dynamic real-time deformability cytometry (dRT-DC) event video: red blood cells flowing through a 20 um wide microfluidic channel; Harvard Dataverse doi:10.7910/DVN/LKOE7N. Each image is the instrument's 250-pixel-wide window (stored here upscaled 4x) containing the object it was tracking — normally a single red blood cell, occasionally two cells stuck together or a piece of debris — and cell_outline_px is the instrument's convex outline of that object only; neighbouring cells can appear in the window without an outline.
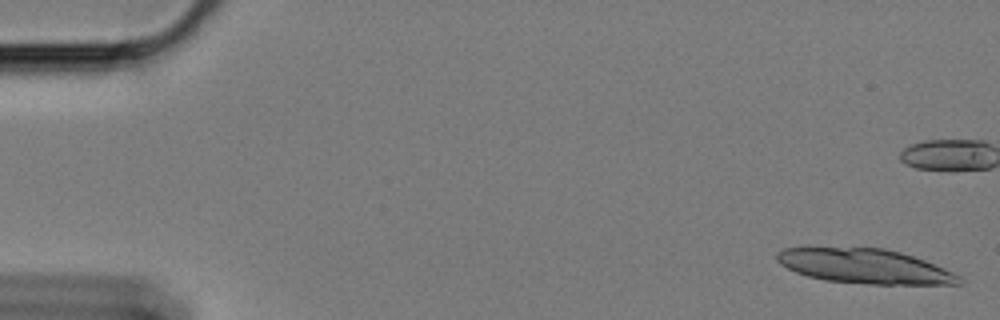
{"species": "Egyptian fruit bat (a non-hibernating species)", "species_latin": "Rousettus aegyptiacus", "temperature_condition": "cold", "stored_images_in_passage": 12, "camera_frame_rate_fps": 3000, "um_per_image_px": 0.085, "animal": {"sex": "female"}, "frame": {"image": 1, "passage_image": 2, "time_ms": 0.333, "image_size_px": [1000, 320], "cell_outline_px": [[960, 284], [872, 284], [824, 280], [808, 276], [796, 272], [780, 264], [776, 260], [776, 252], [784, 248], [884, 248], [900, 252], [924, 260], [952, 272], [960, 276]], "centroid_in_image_um": [73.47, 22.63], "position_along_channel_um": 11.5, "area_um2": 36.24}}